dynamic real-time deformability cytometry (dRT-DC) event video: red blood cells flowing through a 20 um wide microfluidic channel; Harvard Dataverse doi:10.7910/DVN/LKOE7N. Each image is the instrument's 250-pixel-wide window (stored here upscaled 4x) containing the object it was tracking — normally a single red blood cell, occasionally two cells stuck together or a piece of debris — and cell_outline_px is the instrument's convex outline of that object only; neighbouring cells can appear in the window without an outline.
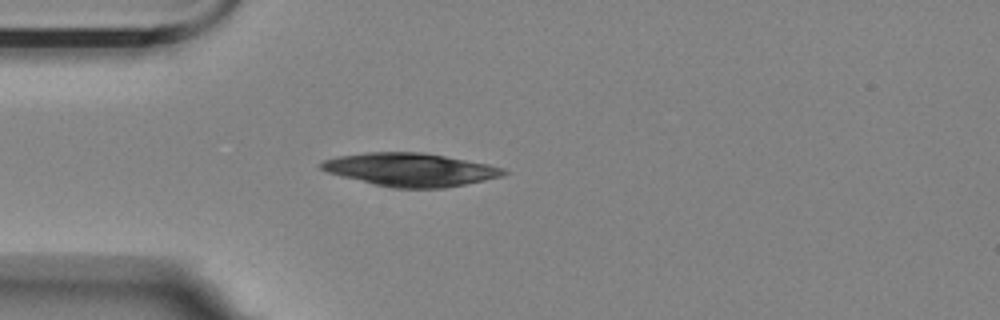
{"species": "Egyptian fruit bat (a non-hibernating species)", "species_latin": "Rousettus aegyptiacus", "temperature_condition": "room temperature", "stored_images_in_passage": 42, "camera_frame_rate_fps": 3000, "um_per_image_px": 0.085, "animal": {"sex": "female"}, "frame": {"image": 1, "passage_image": 1, "time_ms": 0.0, "image_size_px": [1000, 320], "cell_outline_px": [[508, 172], [504, 176], [444, 188], [392, 188], [328, 172], [320, 168], [320, 164], [324, 160], [336, 156], [368, 152], [424, 152], [488, 164], [504, 168]], "centroid_in_image_um": [34.92, 14.41], "position_along_channel_um": 50.1, "area_um2": 34.97}}
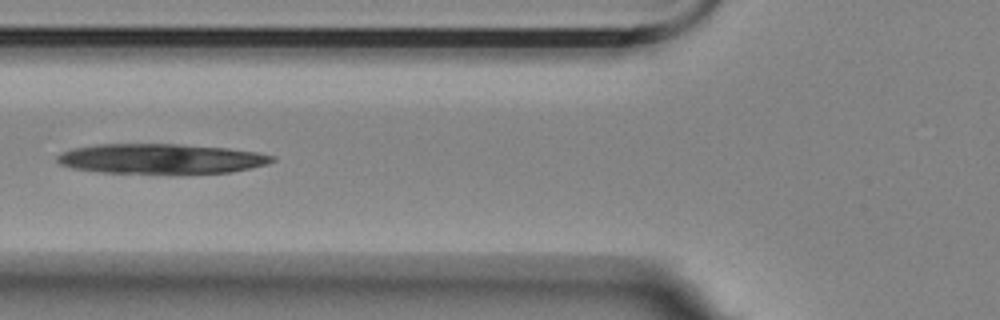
{"frame": {"image": 2, "passage_image": 7, "time_ms": 2.0, "image_size_px": [1000, 320], "cell_outline_px": [[276, 160], [268, 164], [232, 172], [100, 172], [72, 168], [60, 164], [56, 160], [56, 156], [72, 148], [100, 144], [180, 144], [228, 148], [256, 152], [276, 156]], "centroid_in_image_um": [13.7, 13.47], "position_along_channel_um": 112.1, "area_um2": 36.99}}
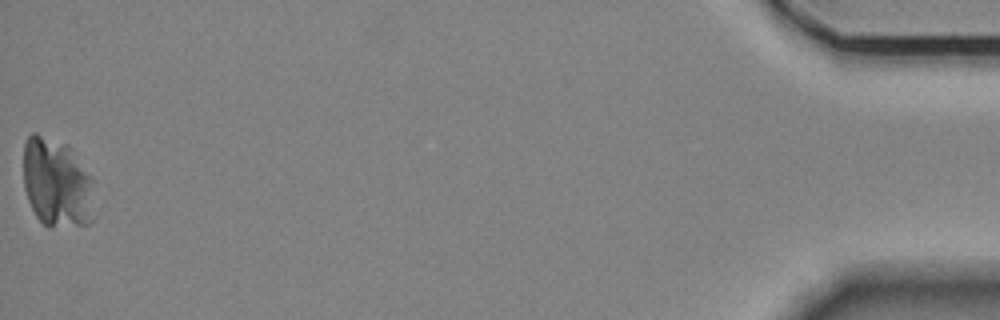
{"frame": {"image": 3, "passage_image": 42, "time_ms": 13.667, "image_size_px": [1000, 320], "cell_outline_px": [[96, 216], [88, 224], [48, 228], [36, 216], [28, 200], [24, 188], [24, 144], [28, 136], [32, 132], [36, 132], [68, 144], [72, 148], [92, 176]], "centroid_in_image_um": [4.87, 15.55], "position_along_channel_um": 430.3, "area_um2": 37.97}}